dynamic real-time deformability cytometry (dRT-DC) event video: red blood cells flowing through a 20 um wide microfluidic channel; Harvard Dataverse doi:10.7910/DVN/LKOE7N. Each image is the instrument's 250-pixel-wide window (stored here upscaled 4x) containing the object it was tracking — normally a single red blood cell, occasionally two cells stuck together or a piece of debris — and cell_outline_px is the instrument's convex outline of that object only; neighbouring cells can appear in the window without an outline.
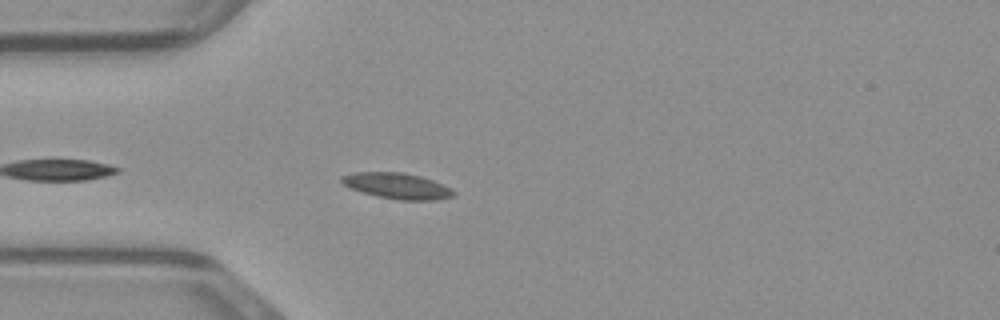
{"species": "common noctule bat (a hibernating species)", "species_latin": "Nyctalus noctula", "temperature_condition": "warm", "stored_images_in_passage": 16, "camera_frame_rate_fps": 3000, "um_per_image_px": 0.085, "animal": {"sex": "male", "body_mass_g": 23.1, "forearm_length_mm": 52.7}, "frame": {"image": 1, "passage_image": 4, "time_ms": 1.0, "image_size_px": [1000, 320], "cell_outline_px": [[456, 192], [452, 196], [436, 200], [400, 200], [376, 196], [348, 188], [340, 180], [340, 176], [356, 172], [404, 172], [420, 176], [432, 180], [452, 188]], "centroid_in_image_um": [33.74, 15.8], "position_along_channel_um": 51.3, "area_um2": 16.94}}
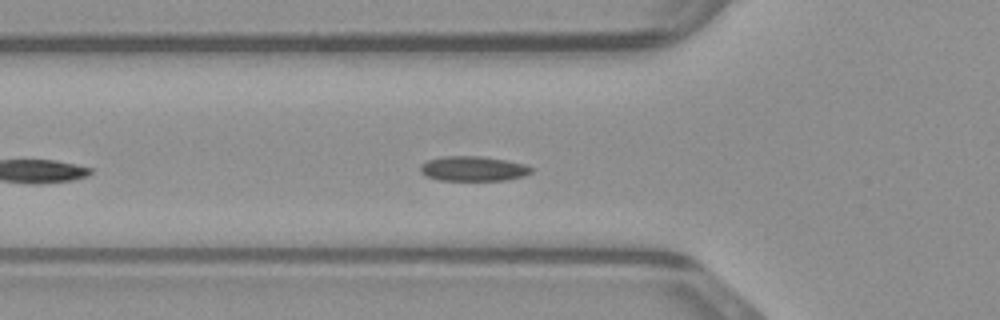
{"frame": {"image": 2, "passage_image": 7, "time_ms": 2.0, "image_size_px": [1000, 320], "cell_outline_px": [[536, 168], [532, 172], [524, 176], [508, 180], [440, 180], [424, 176], [420, 172], [420, 164], [428, 160], [440, 156], [484, 156], [524, 164]], "centroid_in_image_um": [40.22, 14.33], "position_along_channel_um": 85.6, "area_um2": 16.3}}
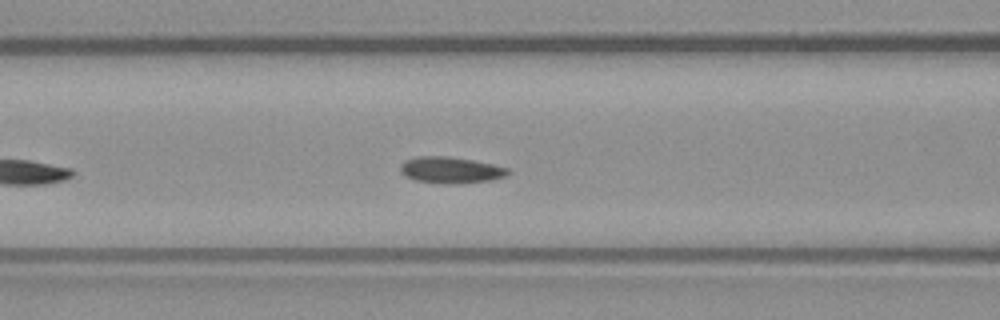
{"frame": {"image": 3, "passage_image": 10, "time_ms": 3.0, "image_size_px": [1000, 320], "cell_outline_px": [[508, 172], [504, 176], [492, 180], [416, 180], [404, 176], [400, 172], [400, 164], [404, 160], [416, 156], [448, 156], [472, 160], [492, 164], [508, 168]], "centroid_in_image_um": [38.23, 14.37], "position_along_channel_um": 128.4, "area_um2": 15.32}}